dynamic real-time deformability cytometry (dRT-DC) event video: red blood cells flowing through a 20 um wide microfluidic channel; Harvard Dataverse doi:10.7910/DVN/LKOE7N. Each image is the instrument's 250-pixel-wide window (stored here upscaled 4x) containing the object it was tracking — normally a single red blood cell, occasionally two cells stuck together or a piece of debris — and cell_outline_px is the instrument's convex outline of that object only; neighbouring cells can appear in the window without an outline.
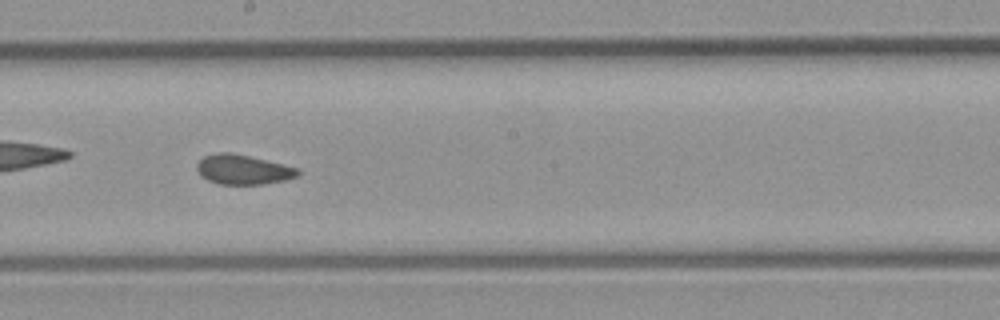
{"species": "common noctule bat (a hibernating species)", "species_latin": "Nyctalus noctula", "temperature_condition": "room temperature", "stored_images_in_passage": 33, "camera_frame_rate_fps": 3000, "um_per_image_px": 0.085, "animal": {"sex": "male", "body_mass_g": 23.1, "forearm_length_mm": 52.7}, "frame": {"image": 1, "passage_image": 15, "time_ms": 4.667, "image_size_px": [1000, 320], "cell_outline_px": [[300, 176], [284, 180], [264, 184], [220, 184], [208, 180], [200, 176], [196, 168], [196, 164], [204, 156], [216, 152], [232, 152], [300, 168]], "centroid_in_image_um": [20.66, 14.41], "position_along_channel_um": 227.5, "area_um2": 17.63}}